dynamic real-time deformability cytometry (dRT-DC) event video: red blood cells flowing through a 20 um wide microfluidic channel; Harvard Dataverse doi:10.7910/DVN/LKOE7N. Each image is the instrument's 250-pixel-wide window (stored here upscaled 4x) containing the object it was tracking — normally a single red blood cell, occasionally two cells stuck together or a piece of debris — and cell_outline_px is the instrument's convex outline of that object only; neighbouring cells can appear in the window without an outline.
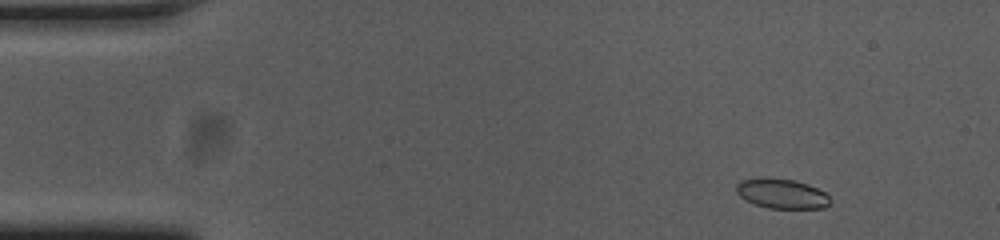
{"species": "common noctule bat (a hibernating species)", "species_latin": "Nyctalus noctula", "temperature_condition": "cold", "stored_images_in_passage": 50, "camera_frame_rate_fps": 3000, "um_per_image_px": 0.085, "animal": {"sex": "female", "body_mass_g": 23.0, "forearm_length_mm": 53.4}, "frame": {"image": 1, "passage_image": 1, "time_ms": 0.0, "image_size_px": [1000, 240], "cell_outline_px": [[832, 200], [824, 208], [768, 208], [756, 204], [740, 196], [736, 192], [736, 184], [740, 180], [764, 176], [796, 180], [808, 184], [824, 192]], "centroid_in_image_um": [66.43, 16.43], "position_along_channel_um": 18.6, "area_um2": 16.42}}
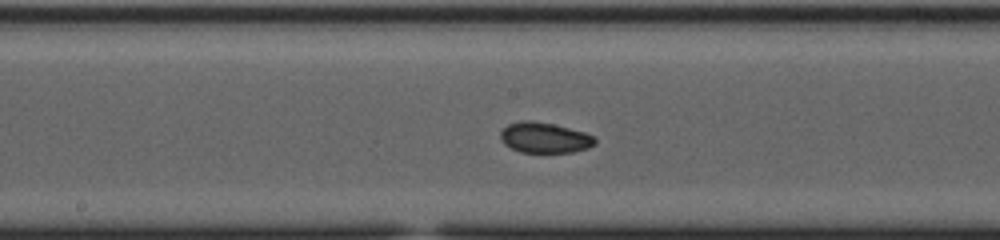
{"frame": {"image": 2, "passage_image": 23, "time_ms": 7.333, "image_size_px": [1000, 240], "cell_outline_px": [[596, 144], [588, 148], [572, 152], [520, 152], [504, 144], [500, 140], [500, 132], [508, 124], [520, 120], [532, 120], [552, 124], [584, 132], [596, 136]], "centroid_in_image_um": [46.29, 11.7], "position_along_channel_um": 201.9, "area_um2": 16.88}}
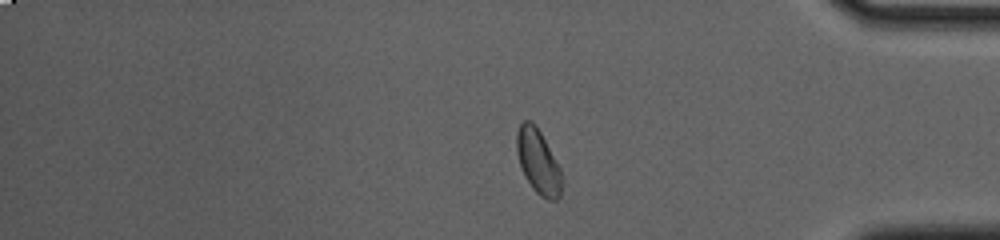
{"frame": {"image": 3, "passage_image": 40, "time_ms": 13.0, "image_size_px": [1000, 240], "cell_outline_px": [[560, 196], [556, 200], [548, 200], [540, 196], [532, 188], [524, 176], [516, 152], [516, 132], [520, 124], [524, 120], [532, 120], [536, 124], [560, 168]], "centroid_in_image_um": [45.7, 13.71], "position_along_channel_um": 389.5, "area_um2": 16.82}, "authors_computed_cell_mechanics": {"area_um2": 16.7909, "velocity_mm_per_s": 3.7222, "shape_relaxation_time_tau1_ms": null, "shape_relaxation_time_tau2_ms": 2.561, "deformation_change_tau1": null, "deformation_change_tau2": 0.0592}}